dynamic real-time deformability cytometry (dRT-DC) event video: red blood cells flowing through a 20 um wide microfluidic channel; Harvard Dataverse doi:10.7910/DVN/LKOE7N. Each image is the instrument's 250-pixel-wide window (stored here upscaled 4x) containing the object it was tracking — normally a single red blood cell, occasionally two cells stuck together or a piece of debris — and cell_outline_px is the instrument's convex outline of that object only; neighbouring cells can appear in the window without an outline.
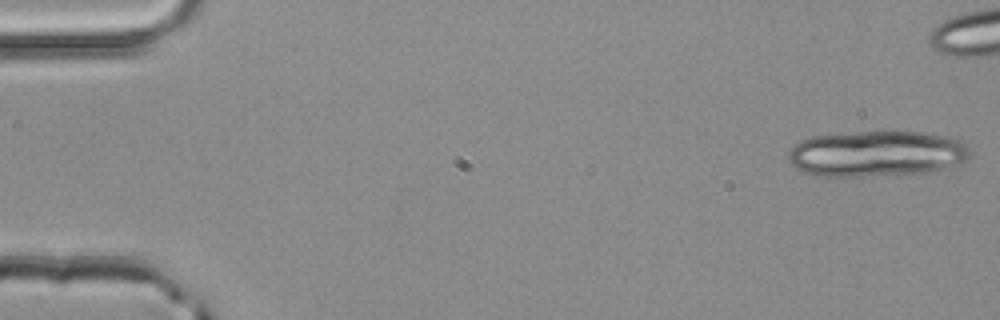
{"species": "common noctule bat (a hibernating species)", "species_latin": "Nyctalus noctula", "temperature_condition": "room temperature", "stored_images_in_passage": 19, "camera_frame_rate_fps": 3000, "um_per_image_px": 0.085, "animal": {"sex": "male", "body_mass_g": 20.4}, "frame": {"image": 1, "passage_image": 1, "time_ms": 0.0, "image_size_px": [1000, 320], "cell_outline_px": [[968, 160], [960, 164], [936, 172], [860, 176], [816, 176], [804, 172], [788, 164], [788, 152], [792, 144], [800, 140], [812, 136], [856, 132], [916, 132], [952, 136], [964, 140], [968, 148]], "centroid_in_image_um": [74.52, 13.07], "position_along_channel_um": 10.5, "area_um2": 49.25}}